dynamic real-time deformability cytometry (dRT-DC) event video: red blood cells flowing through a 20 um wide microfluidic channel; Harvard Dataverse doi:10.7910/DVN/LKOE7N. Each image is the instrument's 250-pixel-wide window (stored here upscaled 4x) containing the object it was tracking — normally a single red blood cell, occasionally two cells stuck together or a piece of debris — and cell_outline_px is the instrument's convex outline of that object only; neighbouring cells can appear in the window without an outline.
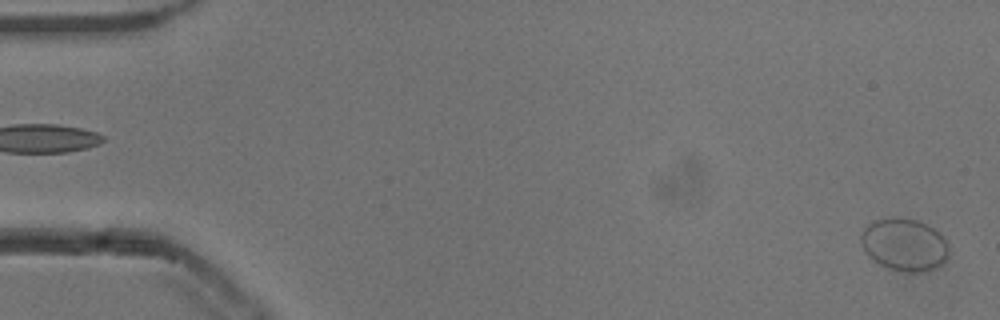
{"species": "common noctule bat (a hibernating species)", "species_latin": "Nyctalus noctula", "temperature_condition": "cold", "stored_images_in_passage": 54, "camera_frame_rate_fps": 3000, "um_per_image_px": 0.085, "animal": {"sex": "male", "body_mass_g": 13.3}, "frame": {"image": 1, "passage_image": 1, "time_ms": 0.0, "image_size_px": [1000, 320], "cell_outline_px": [[948, 256], [940, 268], [924, 272], [900, 272], [888, 268], [872, 260], [864, 252], [860, 244], [860, 236], [864, 228], [872, 220], [896, 216], [916, 220], [932, 228], [948, 244]], "centroid_in_image_um": [76.83, 20.82], "position_along_channel_um": 8.2, "area_um2": 27.28}}
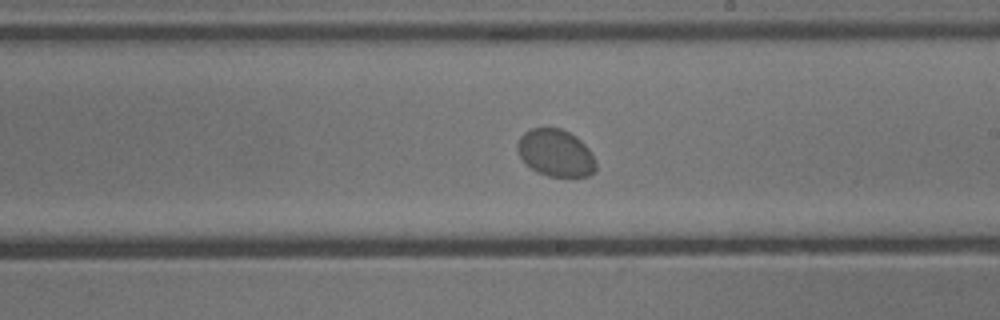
{"frame": {"image": 2, "passage_image": 31, "time_ms": 10.0, "image_size_px": [1000, 320], "cell_outline_px": [[596, 172], [588, 176], [548, 176], [536, 172], [520, 156], [516, 148], [516, 144], [520, 136], [524, 132], [532, 128], [560, 128], [576, 136], [588, 148], [596, 164]], "centroid_in_image_um": [47.22, 13.0], "position_along_channel_um": 241.8, "area_um2": 21.44}}
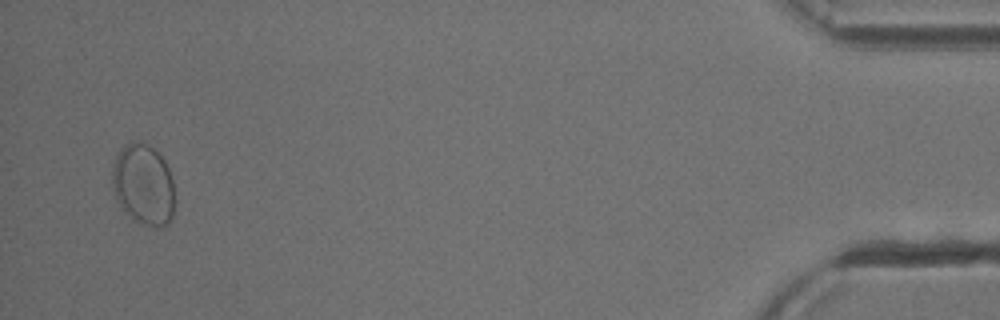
{"frame": {"image": 3, "passage_image": 52, "time_ms": 17.0, "image_size_px": [1000, 320], "cell_outline_px": [[176, 204], [172, 220], [168, 224], [160, 228], [156, 228], [136, 220], [128, 216], [120, 208], [116, 200], [112, 188], [112, 164], [120, 148], [124, 144], [132, 140], [140, 140], [148, 144], [160, 152], [168, 168], [172, 180], [176, 200]], "centroid_in_image_um": [12.2, 15.68], "position_along_channel_um": 423.0, "area_um2": 30.58}}